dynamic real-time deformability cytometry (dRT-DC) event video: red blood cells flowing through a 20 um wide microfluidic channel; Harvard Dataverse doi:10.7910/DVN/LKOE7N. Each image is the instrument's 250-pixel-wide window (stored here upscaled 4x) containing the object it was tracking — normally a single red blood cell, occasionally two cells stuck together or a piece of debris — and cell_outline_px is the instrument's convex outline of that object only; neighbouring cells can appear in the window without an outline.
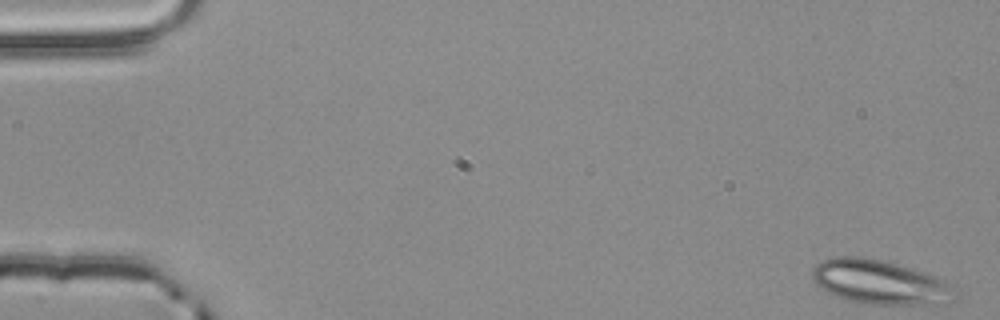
{"species": "common noctule bat (a hibernating species)", "species_latin": "Nyctalus noctula", "temperature_condition": "room temperature", "stored_images_in_passage": 54, "camera_frame_rate_fps": 3000, "um_per_image_px": 0.085, "animal": {"sex": "male", "body_mass_g": 20.4}, "frame": {"image": 1, "passage_image": 1, "time_ms": 0.0, "image_size_px": [1000, 320], "cell_outline_px": [[956, 300], [940, 304], [864, 304], [848, 300], [836, 296], [816, 284], [812, 280], [812, 268], [816, 264], [824, 260], [836, 256], [860, 256], [880, 260], [912, 268], [936, 276], [952, 284], [956, 292]], "centroid_in_image_um": [74.82, 23.99], "position_along_channel_um": 10.2, "area_um2": 36.88}}
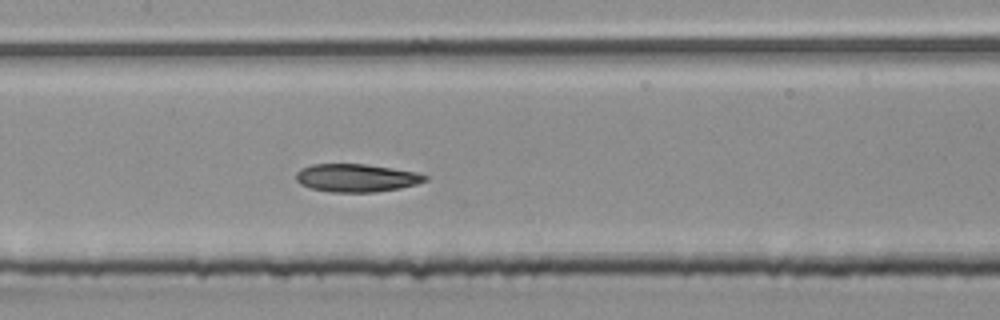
{"frame": {"image": 2, "passage_image": 26, "time_ms": 8.333, "image_size_px": [1000, 320], "cell_outline_px": [[428, 180], [416, 184], [400, 188], [372, 192], [332, 192], [312, 188], [300, 184], [296, 180], [296, 172], [300, 168], [312, 164], [364, 164], [416, 172], [428, 176]], "centroid_in_image_um": [30.27, 15.12], "position_along_channel_um": 177.1, "area_um2": 20.92}}
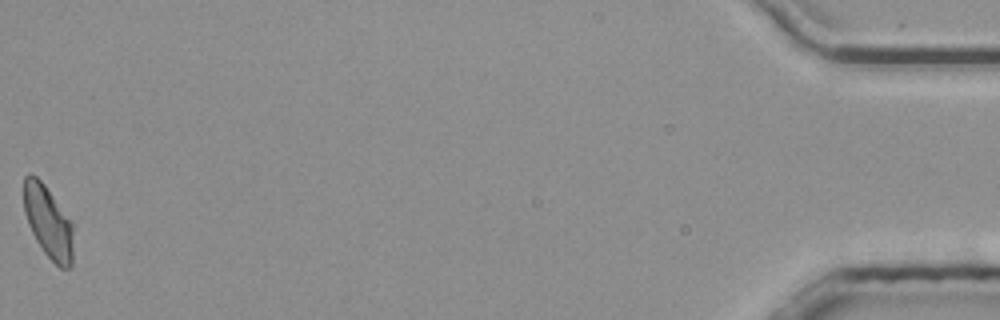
{"frame": {"image": 3, "passage_image": 54, "time_ms": 17.667, "image_size_px": [1000, 320], "cell_outline_px": [[72, 264], [68, 268], [60, 268], [44, 252], [36, 240], [28, 224], [24, 212], [24, 176], [36, 176], [44, 184], [72, 224]], "centroid_in_image_um": [4.08, 18.89], "position_along_channel_um": 431.1, "area_um2": 20.23}, "authors_computed_cell_mechanics": {"area_um2": 21.6172, "velocity_mm_per_s": 3.8409, "shape_relaxation_time_tau1_ms": 8.1283, "shape_relaxation_time_tau2_ms": 3.4097, "deformation_change_tau1": 0.1584, "deformation_change_tau2": 0.0909}}